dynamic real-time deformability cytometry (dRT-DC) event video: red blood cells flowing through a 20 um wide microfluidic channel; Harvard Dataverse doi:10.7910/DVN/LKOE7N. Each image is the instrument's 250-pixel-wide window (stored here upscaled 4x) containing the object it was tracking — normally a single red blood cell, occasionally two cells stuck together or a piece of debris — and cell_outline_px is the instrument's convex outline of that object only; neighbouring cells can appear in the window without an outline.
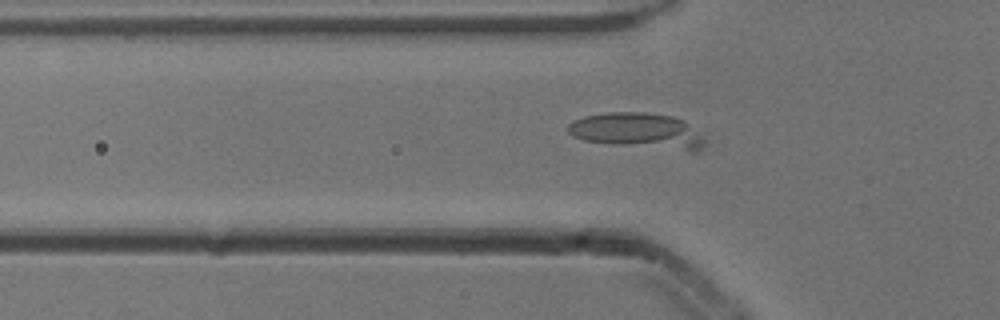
{"species": "common noctule bat (a hibernating species)", "species_latin": "Nyctalus noctula", "temperature_condition": "cold", "stored_images_in_passage": 27, "camera_frame_rate_fps": 3000, "um_per_image_px": 0.085, "animal": {"sex": "male", "body_mass_g": 13.3}, "frame": {"image": 1, "passage_image": 11, "time_ms": 3.333, "image_size_px": [1000, 320], "cell_outline_px": [[704, 148], [696, 152], [692, 152], [584, 140], [572, 136], [568, 132], [568, 124], [584, 116], [608, 112], [648, 112], [672, 116], [684, 120], [704, 140]], "centroid_in_image_um": [54.23, 11.11], "position_along_channel_um": 71.6, "area_um2": 28.03}}